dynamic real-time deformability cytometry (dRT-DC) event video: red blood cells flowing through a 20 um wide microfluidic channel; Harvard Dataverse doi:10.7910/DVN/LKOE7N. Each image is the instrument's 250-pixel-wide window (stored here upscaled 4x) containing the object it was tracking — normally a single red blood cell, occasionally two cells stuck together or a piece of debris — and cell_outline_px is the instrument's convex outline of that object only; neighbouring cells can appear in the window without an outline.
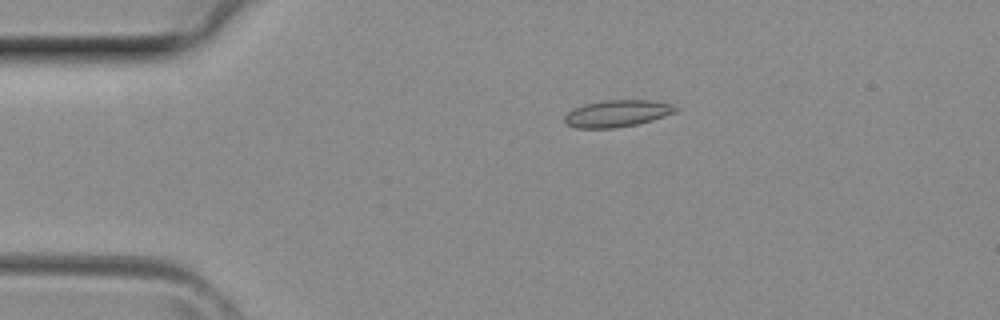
{"species": "common noctule bat (a hibernating species)", "species_latin": "Nyctalus noctula", "temperature_condition": "room temperature", "stored_images_in_passage": 39, "camera_frame_rate_fps": 3000, "um_per_image_px": 0.085, "animal": {"sex": "female", "body_mass_g": 29.2, "forearm_length_mm": 56.3}, "frame": {"image": 1, "passage_image": 8, "time_ms": 2.333, "image_size_px": [1000, 320], "cell_outline_px": [[676, 112], [652, 120], [636, 124], [612, 128], [576, 128], [568, 124], [564, 120], [564, 116], [568, 112], [584, 104], [604, 100], [648, 100], [672, 104], [676, 108]], "centroid_in_image_um": [52.44, 9.64], "position_along_channel_um": 32.6, "area_um2": 17.11}}
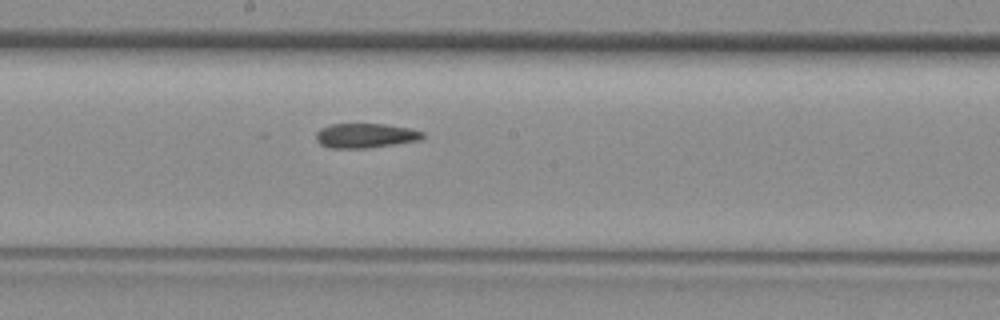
{"frame": {"image": 2, "passage_image": 21, "time_ms": 6.667, "image_size_px": [1000, 320], "cell_outline_px": [[424, 136], [420, 140], [368, 148], [328, 148], [320, 144], [316, 140], [316, 132], [320, 128], [332, 124], [384, 124], [408, 128], [424, 132]], "centroid_in_image_um": [31.03, 11.53], "position_along_channel_um": 217.2, "area_um2": 15.26}}
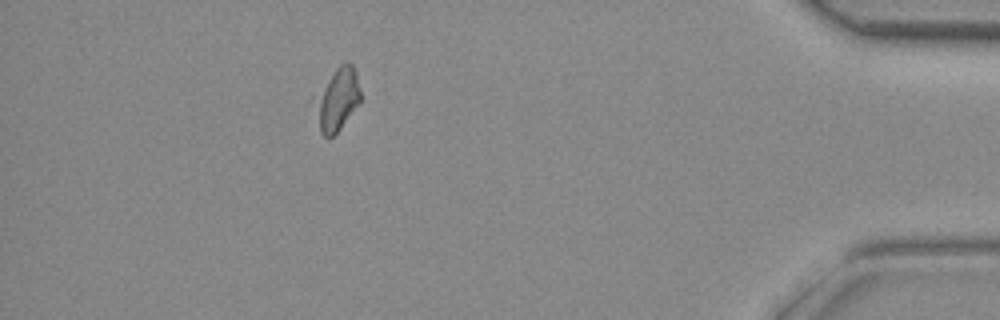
{"frame": {"image": 3, "passage_image": 35, "time_ms": 11.333, "image_size_px": [1000, 320], "cell_outline_px": [[360, 104], [340, 128], [332, 136], [324, 136], [320, 132], [320, 100], [336, 68], [340, 64], [352, 64], [356, 72], [360, 92]], "centroid_in_image_um": [28.83, 8.46], "position_along_channel_um": 406.4, "area_um2": 14.62}}